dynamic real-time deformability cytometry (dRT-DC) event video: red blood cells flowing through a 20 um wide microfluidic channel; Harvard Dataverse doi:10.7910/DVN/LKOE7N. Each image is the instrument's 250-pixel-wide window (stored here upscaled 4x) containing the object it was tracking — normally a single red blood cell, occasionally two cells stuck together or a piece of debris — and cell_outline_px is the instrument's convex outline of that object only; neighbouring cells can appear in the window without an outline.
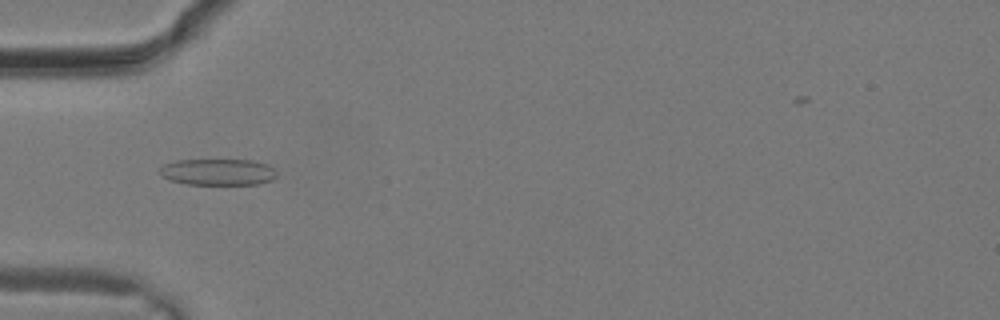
{"species": "common noctule bat (a hibernating species)", "species_latin": "Nyctalus noctula", "temperature_condition": "warm", "stored_images_in_passage": 17, "camera_frame_rate_fps": 3000, "um_per_image_px": 0.085, "animal": {"sex": "male", "body_mass_g": 19.2, "forearm_length_mm": 51.8}, "frame": {"image": 1, "passage_image": 5, "time_ms": 1.333, "image_size_px": [1000, 320], "cell_outline_px": [[276, 176], [272, 180], [256, 184], [188, 184], [168, 180], [160, 176], [156, 172], [164, 164], [176, 160], [252, 160], [268, 164], [276, 172]], "centroid_in_image_um": [18.47, 14.62], "position_along_channel_um": 66.5, "area_um2": 18.15}}
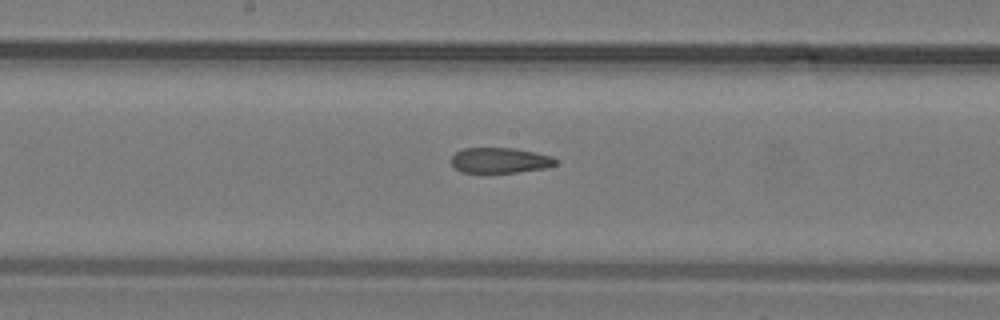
{"frame": {"image": 2, "passage_image": 11, "time_ms": 3.333, "image_size_px": [1000, 320], "cell_outline_px": [[560, 160], [556, 164], [544, 168], [516, 172], [460, 172], [452, 164], [452, 156], [456, 152], [464, 148], [512, 148], [552, 156]], "centroid_in_image_um": [42.51, 13.62], "position_along_channel_um": 205.7, "area_um2": 15.26}}
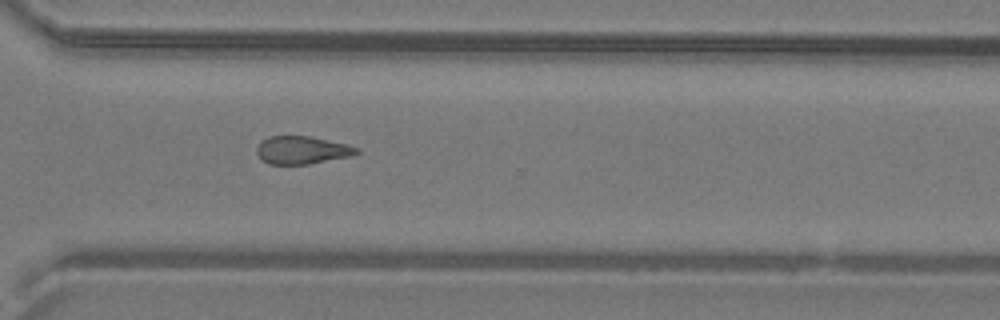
{"frame": {"image": 3, "passage_image": 17, "time_ms": 5.333, "image_size_px": [1000, 320], "cell_outline_px": [[360, 152], [348, 156], [308, 164], [268, 164], [260, 160], [256, 152], [256, 148], [260, 140], [268, 136], [308, 136], [348, 144], [360, 148]], "centroid_in_image_um": [25.61, 12.75], "position_along_channel_um": 345.0, "area_um2": 16.3}}